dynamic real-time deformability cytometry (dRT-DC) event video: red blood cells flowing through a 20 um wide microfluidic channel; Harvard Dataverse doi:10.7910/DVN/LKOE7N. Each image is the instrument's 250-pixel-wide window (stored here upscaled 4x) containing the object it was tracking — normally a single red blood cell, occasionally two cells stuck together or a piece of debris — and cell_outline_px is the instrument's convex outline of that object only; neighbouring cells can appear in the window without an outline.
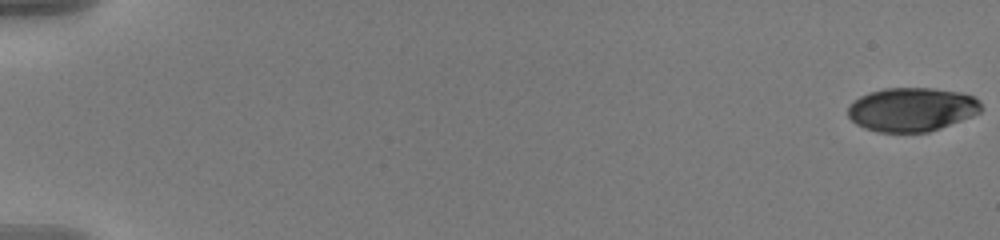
{"species": "human", "species_latin": "Homo sapiens", "temperature_condition": "warm", "stored_images_in_passage": 58, "camera_frame_rate_fps": 3000, "um_per_image_px": 0.085, "donor": {"sex": "male"}, "frame": {"image": 1, "passage_image": 1, "time_ms": 0.0, "image_size_px": [1000, 240], "cell_outline_px": [[980, 112], [972, 116], [940, 128], [928, 132], [876, 132], [864, 128], [856, 124], [848, 116], [848, 104], [852, 100], [868, 92], [884, 88], [932, 88], [960, 92], [972, 96], [980, 100]], "centroid_in_image_um": [77.45, 9.3], "position_along_channel_um": 7.5, "area_um2": 34.16}}
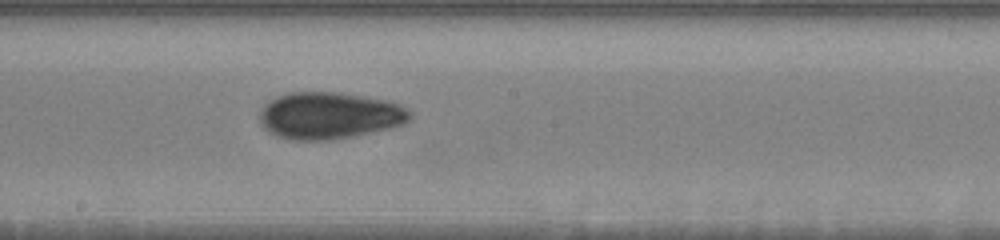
{"frame": {"image": 2, "passage_image": 34, "time_ms": 11.0, "image_size_px": [1000, 240], "cell_outline_px": [[412, 116], [404, 124], [392, 128], [352, 136], [328, 140], [296, 140], [280, 136], [264, 128], [260, 120], [260, 112], [264, 104], [268, 100], [276, 96], [288, 92], [340, 92], [388, 100], [400, 104], [408, 108], [412, 112]], "centroid_in_image_um": [28.04, 9.8], "position_along_channel_um": 220.2, "area_um2": 41.21}}
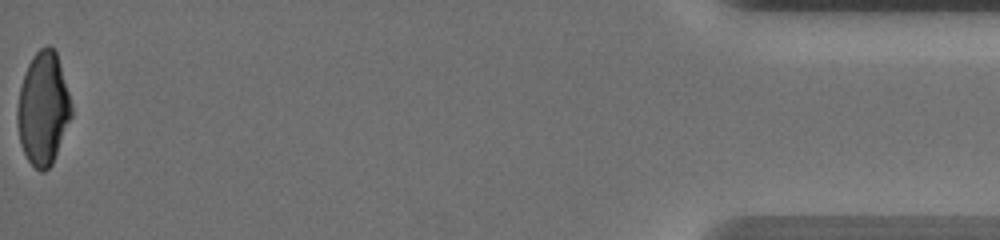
{"frame": {"image": 3, "passage_image": 58, "time_ms": 19.0, "image_size_px": [1000, 240], "cell_outline_px": [[72, 116], [52, 164], [44, 172], [40, 172], [28, 160], [20, 144], [16, 124], [16, 108], [20, 88], [28, 64], [32, 56], [40, 48], [48, 44], [56, 52], [72, 104]], "centroid_in_image_um": [3.65, 9.24], "position_along_channel_um": 431.5, "area_um2": 35.55}, "authors_computed_cell_mechanics": {"area_um2": 37.1943, "velocity_mm_per_s": 3.6494, "shape_relaxation_time_tau1_ms": 6.4929, "shape_relaxation_time_tau2_ms": 1.7022, "deformation_change_tau1": 0.1976, "deformation_change_tau2": 0.0593}}